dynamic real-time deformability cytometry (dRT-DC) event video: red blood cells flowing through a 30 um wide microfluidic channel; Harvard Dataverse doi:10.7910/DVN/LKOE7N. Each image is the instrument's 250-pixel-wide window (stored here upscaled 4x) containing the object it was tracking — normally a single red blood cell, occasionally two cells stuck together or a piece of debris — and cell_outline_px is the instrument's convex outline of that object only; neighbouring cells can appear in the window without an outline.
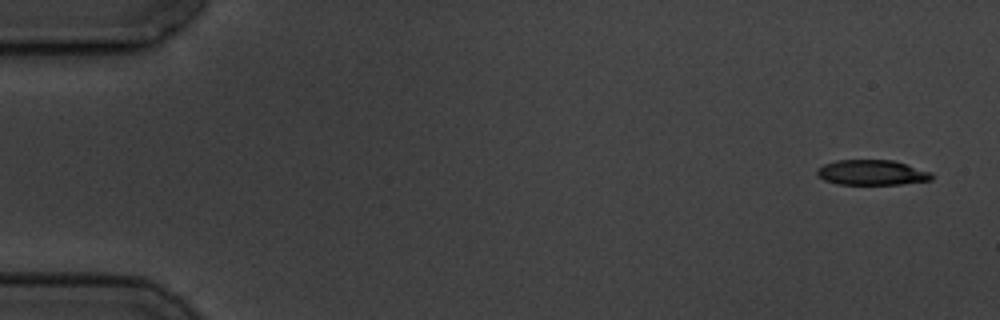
{"species": "common noctule bat (a hibernating species)", "species_latin": "Nyctalus noctula", "temperature_condition": "cold", "stored_images_in_passage": 5, "camera_frame_rate_fps": 3000, "um_per_image_px": 0.085, "animal": {"sex": "male", "body_mass_g": 19.5, "forearm_length_mm": 54.6}, "frame": {"image": 1, "passage_image": 1, "time_ms": 0.0, "image_size_px": [1000, 320], "cell_outline_px": [[932, 180], [900, 184], [836, 184], [824, 180], [816, 176], [816, 168], [824, 164], [836, 160], [892, 160], [932, 172]], "centroid_in_image_um": [74.06, 14.67], "position_along_channel_um": 10.9, "area_um2": 16.88}}
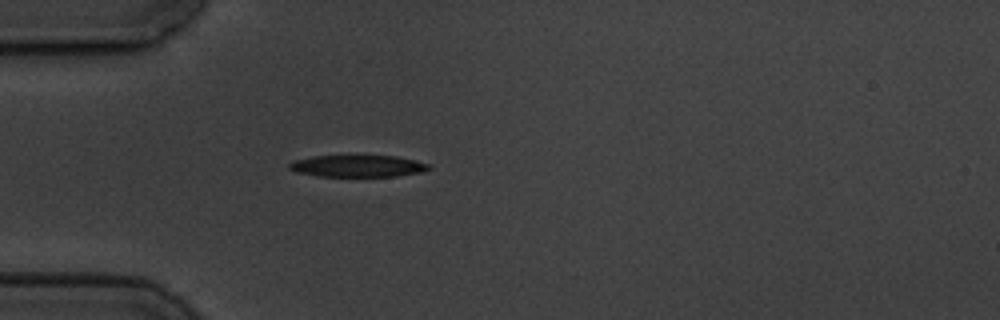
{"frame": {"image": 2, "passage_image": 5, "time_ms": 4.667, "image_size_px": [1000, 320], "cell_outline_px": [[432, 168], [424, 172], [396, 176], [320, 176], [296, 172], [288, 168], [288, 164], [296, 160], [312, 156], [348, 152], [356, 152], [396, 156], [416, 160], [428, 164]], "centroid_in_image_um": [30.41, 14.04], "position_along_channel_um": 54.6, "area_um2": 19.02}}